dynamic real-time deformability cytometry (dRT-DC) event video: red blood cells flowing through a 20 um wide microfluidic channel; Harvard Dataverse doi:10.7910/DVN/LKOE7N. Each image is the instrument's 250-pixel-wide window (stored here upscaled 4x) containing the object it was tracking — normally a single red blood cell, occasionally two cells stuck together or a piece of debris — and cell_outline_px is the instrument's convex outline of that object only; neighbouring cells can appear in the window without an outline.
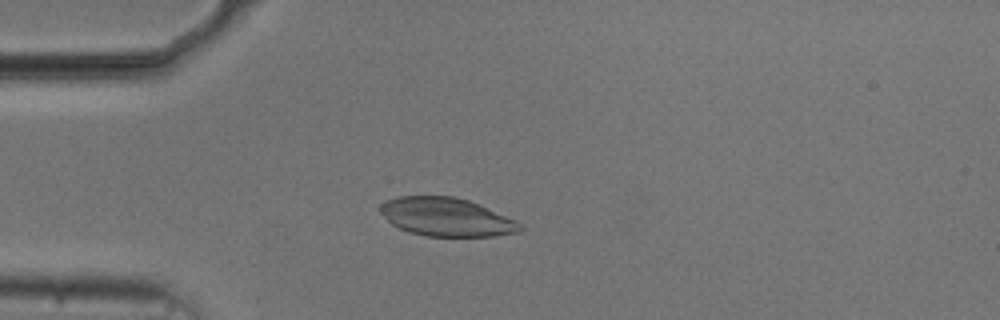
{"species": "common noctule bat (a hibernating species)", "species_latin": "Nyctalus noctula", "temperature_condition": "cold", "stored_images_in_passage": 53, "camera_frame_rate_fps": 3000, "um_per_image_px": 0.085, "animal": {"sex": "male", "body_mass_g": 20.5, "forearm_length_mm": 52.5}, "frame": {"image": 1, "passage_image": 14, "time_ms": 4.333, "image_size_px": [1000, 320], "cell_outline_px": [[524, 228], [520, 232], [492, 236], [428, 236], [408, 232], [392, 224], [376, 208], [380, 204], [396, 196], [452, 196], [468, 200], [516, 220]], "centroid_in_image_um": [37.92, 18.45], "position_along_channel_um": 47.1, "area_um2": 31.21}}
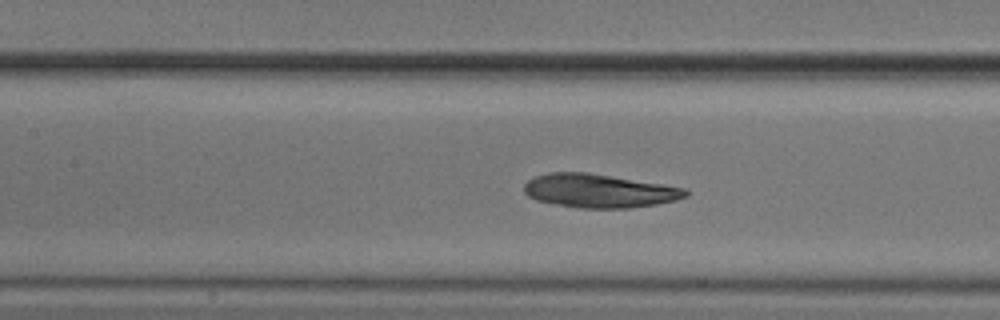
{"frame": {"image": 2, "passage_image": 24, "time_ms": 7.667, "image_size_px": [1000, 320], "cell_outline_px": [[688, 196], [676, 200], [656, 204], [628, 208], [580, 208], [556, 204], [536, 200], [528, 196], [524, 192], [524, 184], [528, 180], [536, 176], [548, 172], [588, 172], [684, 188], [688, 192]], "centroid_in_image_um": [50.89, 16.22], "position_along_channel_um": 156.5, "area_um2": 31.44}}
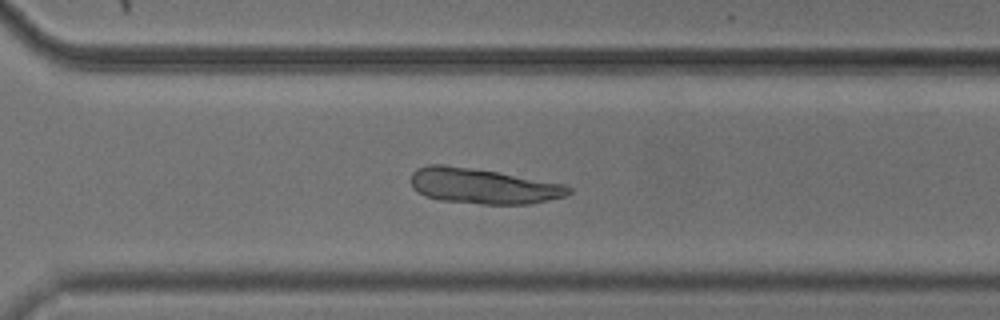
{"frame": {"image": 3, "passage_image": 38, "time_ms": 12.333, "image_size_px": [1000, 320], "cell_outline_px": [[572, 192], [564, 196], [548, 200], [528, 204], [480, 204], [440, 200], [424, 196], [412, 188], [412, 172], [416, 168], [428, 164], [444, 164], [500, 172], [564, 184], [572, 188]], "centroid_in_image_um": [41.03, 15.81], "position_along_channel_um": 329.6, "area_um2": 32.66}}